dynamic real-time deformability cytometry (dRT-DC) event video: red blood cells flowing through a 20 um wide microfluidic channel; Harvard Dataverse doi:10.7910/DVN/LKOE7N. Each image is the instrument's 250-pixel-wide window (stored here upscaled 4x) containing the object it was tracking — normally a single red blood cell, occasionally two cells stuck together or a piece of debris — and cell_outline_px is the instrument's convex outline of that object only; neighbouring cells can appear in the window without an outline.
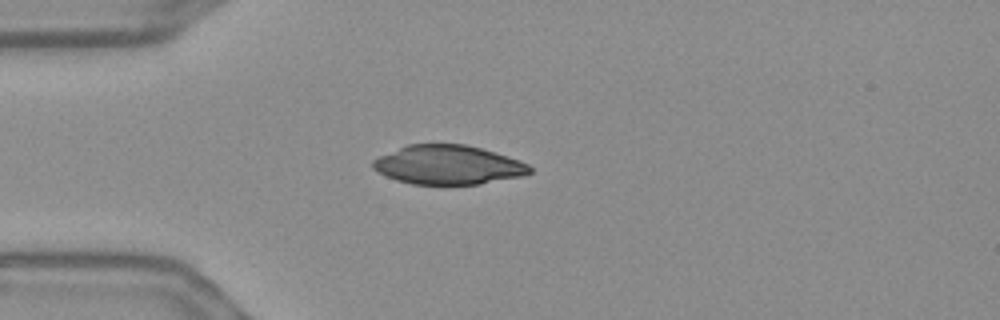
{"species": "Egyptian fruit bat (a non-hibernating species)", "species_latin": "Rousettus aegyptiacus", "temperature_condition": "warm", "stored_images_in_passage": 41, "camera_frame_rate_fps": 3000, "um_per_image_px": 0.085, "frame": {"image": 1, "passage_image": 1, "time_ms": 0.0, "image_size_px": [1000, 320], "cell_outline_px": [[532, 172], [524, 176], [480, 184], [412, 184], [396, 180], [372, 168], [372, 160], [380, 156], [408, 144], [468, 144], [520, 160], [528, 164], [532, 168]], "centroid_in_image_um": [38.13, 14.01], "position_along_channel_um": 46.9, "area_um2": 35.72}}
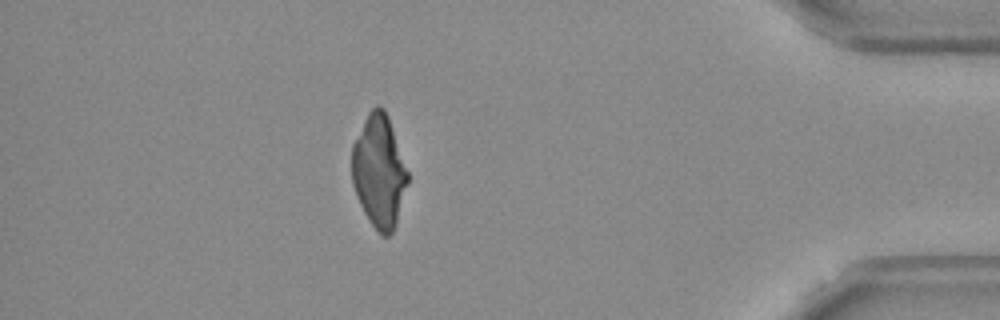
{"frame": {"image": 2, "passage_image": 35, "time_ms": 11.333, "image_size_px": [1000, 320], "cell_outline_px": [[408, 184], [396, 224], [392, 232], [388, 236], [380, 236], [364, 212], [356, 196], [352, 184], [352, 144], [368, 112], [376, 104], [380, 104], [384, 108], [388, 116], [408, 172]], "centroid_in_image_um": [32.21, 14.55], "position_along_channel_um": 403.0, "area_um2": 36.7}}